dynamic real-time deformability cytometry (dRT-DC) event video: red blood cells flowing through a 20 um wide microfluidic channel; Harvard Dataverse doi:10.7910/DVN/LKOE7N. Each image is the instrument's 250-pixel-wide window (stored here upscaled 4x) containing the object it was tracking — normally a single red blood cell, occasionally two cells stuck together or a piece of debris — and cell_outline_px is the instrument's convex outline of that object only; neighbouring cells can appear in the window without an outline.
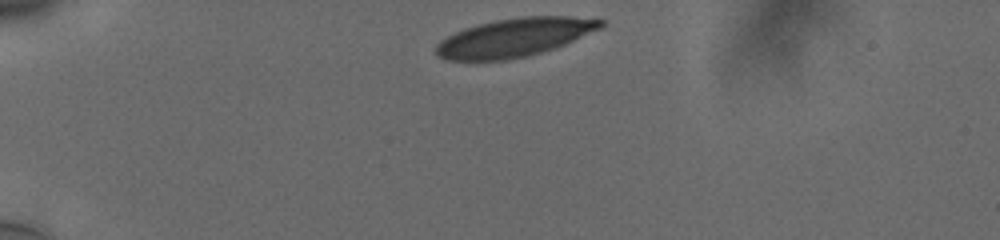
{"species": "human", "species_latin": "Homo sapiens", "temperature_condition": "cold", "stored_images_in_passage": 36, "camera_frame_rate_fps": 3000, "um_per_image_px": 0.085, "donor": {"sex": "male"}, "frame": {"image": 1, "passage_image": 1, "time_ms": 0.0, "image_size_px": [1000, 240], "cell_outline_px": [[604, 24], [600, 28], [564, 44], [528, 56], [504, 60], [444, 60], [436, 56], [436, 44], [440, 40], [464, 28], [476, 24], [496, 20], [520, 16], [596, 16], [604, 20]], "centroid_in_image_um": [43.74, 3.16], "position_along_channel_um": 41.3, "area_um2": 37.05}}
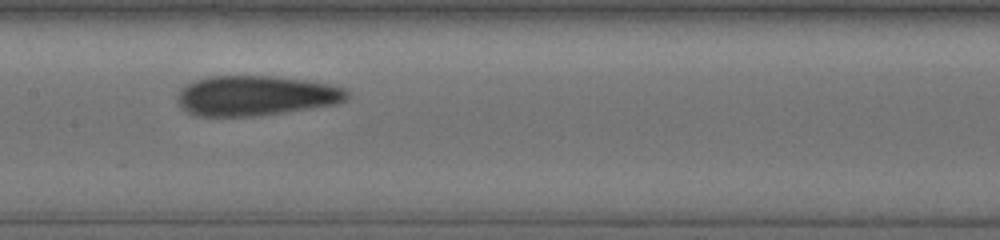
{"frame": {"image": 2, "passage_image": 17, "time_ms": 5.333, "image_size_px": [1000, 240], "cell_outline_px": [[352, 92], [344, 100], [336, 104], [260, 116], [196, 116], [188, 112], [176, 100], [176, 96], [180, 88], [196, 80], [208, 76], [272, 76], [304, 80], [328, 84], [348, 88]], "centroid_in_image_um": [21.75, 8.13], "position_along_channel_um": 185.6, "area_um2": 39.71}}
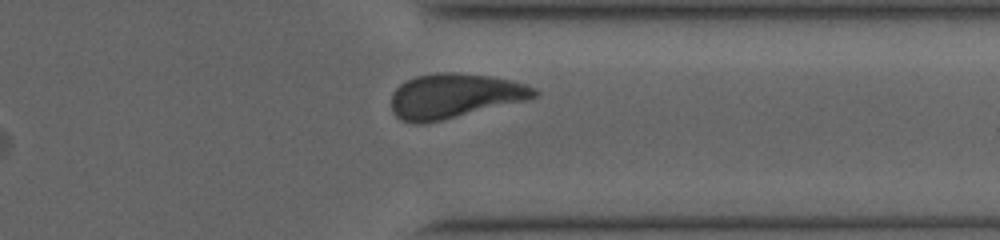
{"frame": {"image": 3, "passage_image": 32, "time_ms": 10.333, "image_size_px": [1000, 240], "cell_outline_px": [[540, 92], [536, 96], [528, 100], [424, 124], [412, 124], [400, 120], [392, 112], [392, 92], [400, 84], [416, 76], [436, 72], [456, 72], [492, 76], [524, 84], [536, 88]], "centroid_in_image_um": [38.61, 8.15], "position_along_channel_um": 372.8, "area_um2": 37.34}, "authors_computed_cell_mechanics": {"area_um2": 38.437, "velocity_mm_per_s": 3.7434, "shape_relaxation_time_tau1_ms": 5.1332, "shape_relaxation_time_tau2_ms": 1.6706, "deformation_change_tau1": 0.1706, "deformation_change_tau2": 0.0817}}